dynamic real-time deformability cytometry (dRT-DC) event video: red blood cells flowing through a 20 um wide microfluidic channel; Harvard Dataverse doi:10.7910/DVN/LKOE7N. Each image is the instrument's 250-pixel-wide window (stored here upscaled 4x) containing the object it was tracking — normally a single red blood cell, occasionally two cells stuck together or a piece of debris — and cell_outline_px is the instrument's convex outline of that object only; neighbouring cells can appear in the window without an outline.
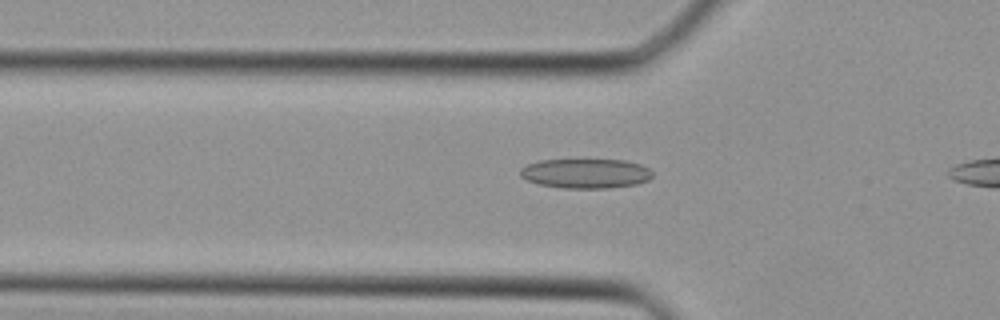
{"species": "Egyptian fruit bat (a non-hibernating species)", "species_latin": "Rousettus aegyptiacus", "temperature_condition": "cold", "stored_images_in_passage": 8, "camera_frame_rate_fps": 3000, "um_per_image_px": 0.085, "animal": {"sex": "female"}, "frame": {"image": 1, "passage_image": 6, "time_ms": 1.667, "image_size_px": [1000, 320], "cell_outline_px": [[652, 176], [648, 180], [636, 184], [608, 188], [564, 188], [540, 184], [528, 180], [520, 176], [520, 168], [528, 164], [540, 160], [624, 160], [640, 164], [648, 168], [652, 172]], "centroid_in_image_um": [49.78, 14.74], "position_along_channel_um": 76.0, "area_um2": 22.66}}